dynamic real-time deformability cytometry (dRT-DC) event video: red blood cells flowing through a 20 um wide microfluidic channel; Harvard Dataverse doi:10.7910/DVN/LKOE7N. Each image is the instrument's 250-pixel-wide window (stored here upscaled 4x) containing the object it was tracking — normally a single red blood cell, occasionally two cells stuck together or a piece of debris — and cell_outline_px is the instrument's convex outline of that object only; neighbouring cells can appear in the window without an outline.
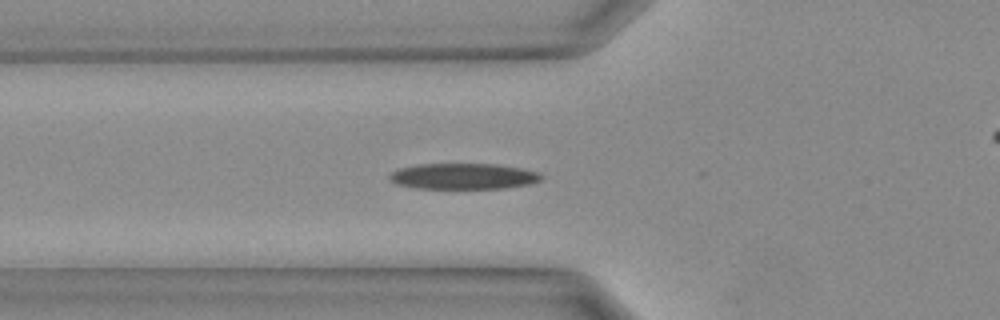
{"species": "Egyptian fruit bat (a non-hibernating species)", "species_latin": "Rousettus aegyptiacus", "temperature_condition": "warm", "stored_images_in_passage": 17, "camera_frame_rate_fps": 3000, "um_per_image_px": 0.085, "animal": {"sex": "female"}, "frame": {"image": 1, "passage_image": 5, "time_ms": 1.333, "image_size_px": [1000, 320], "cell_outline_px": [[544, 176], [540, 180], [528, 184], [504, 188], [420, 188], [400, 184], [392, 180], [388, 176], [392, 172], [400, 168], [416, 164], [496, 164], [524, 168], [536, 172]], "centroid_in_image_um": [39.43, 14.97], "position_along_channel_um": 86.4, "area_um2": 22.6}}
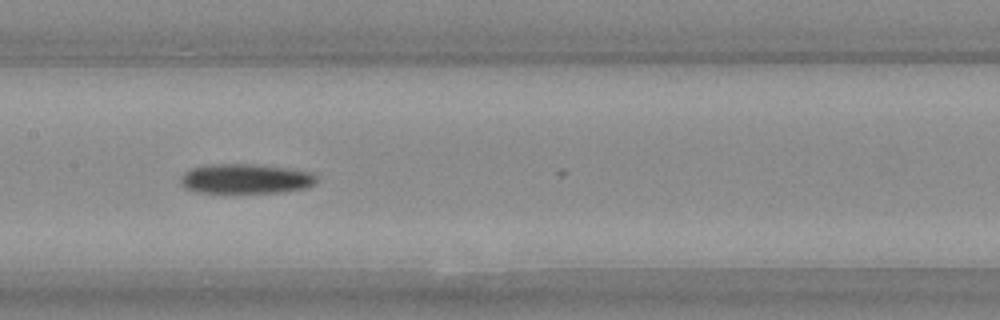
{"frame": {"image": 2, "passage_image": 10, "time_ms": 3.0, "image_size_px": [1000, 320], "cell_outline_px": [[316, 180], [312, 184], [304, 188], [276, 192], [196, 192], [184, 188], [180, 184], [180, 176], [184, 172], [192, 168], [216, 164], [252, 164], [284, 168], [312, 172], [316, 176]], "centroid_in_image_um": [20.81, 15.19], "position_along_channel_um": 186.6, "area_um2": 23.18}}